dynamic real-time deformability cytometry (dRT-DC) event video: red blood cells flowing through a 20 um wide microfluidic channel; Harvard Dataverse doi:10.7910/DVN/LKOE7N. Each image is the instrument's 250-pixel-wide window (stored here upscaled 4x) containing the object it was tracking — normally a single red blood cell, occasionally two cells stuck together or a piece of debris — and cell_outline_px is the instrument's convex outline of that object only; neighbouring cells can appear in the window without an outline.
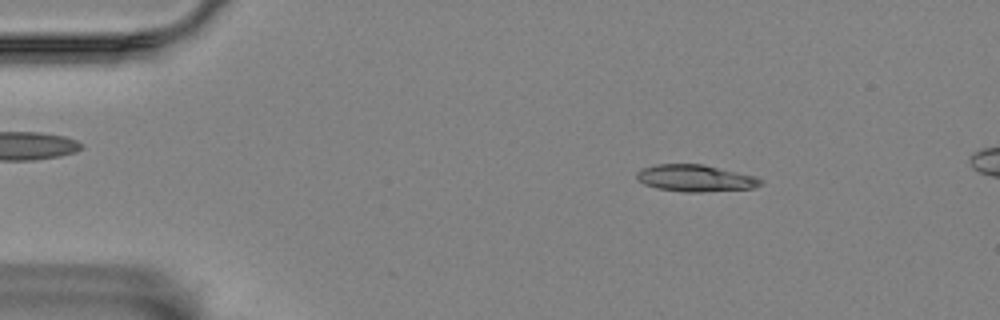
{"species": "Egyptian fruit bat (a non-hibernating species)", "species_latin": "Rousettus aegyptiacus", "temperature_condition": "room temperature", "stored_images_in_passage": 41, "camera_frame_rate_fps": 3000, "um_per_image_px": 0.085, "animal": {"sex": "female"}, "frame": {"image": 1, "passage_image": 5, "time_ms": 1.333, "image_size_px": [1000, 320], "cell_outline_px": [[760, 184], [752, 188], [700, 192], [684, 192], [656, 188], [644, 184], [636, 180], [636, 172], [640, 168], [656, 164], [704, 164], [752, 176], [760, 180]], "centroid_in_image_um": [58.98, 15.14], "position_along_channel_um": 26.0, "area_um2": 19.19}}
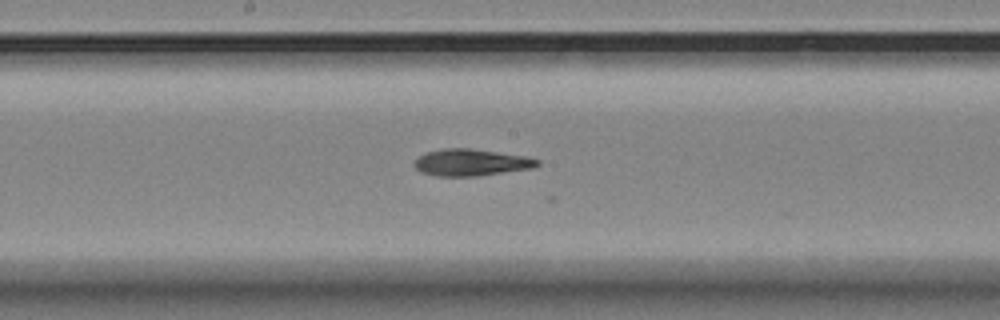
{"frame": {"image": 2, "passage_image": 26, "time_ms": 8.333, "image_size_px": [1000, 320], "cell_outline_px": [[540, 164], [532, 168], [476, 176], [436, 176], [420, 172], [412, 164], [424, 152], [440, 148], [468, 148], [528, 156], [540, 160]], "centroid_in_image_um": [40.02, 13.8], "position_along_channel_um": 208.2, "area_um2": 19.31}}
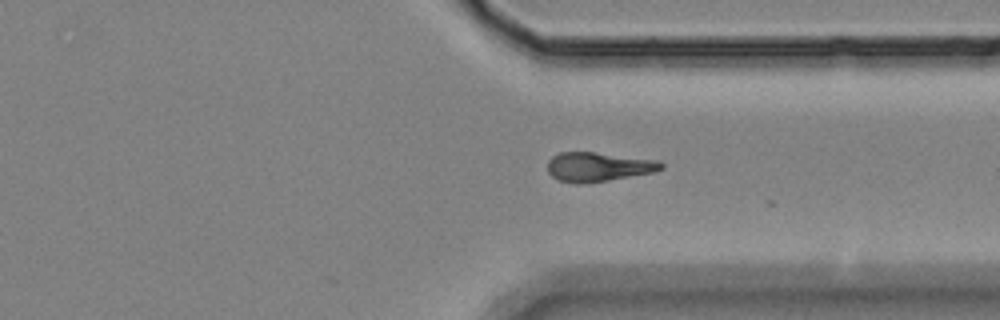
{"frame": {"image": 3, "passage_image": 39, "time_ms": 12.667, "image_size_px": [1000, 320], "cell_outline_px": [[664, 168], [652, 172], [608, 180], [580, 184], [576, 184], [556, 180], [548, 172], [548, 160], [552, 156], [560, 152], [592, 152], [656, 160], [664, 164]], "centroid_in_image_um": [50.79, 14.19], "position_along_channel_um": 360.6, "area_um2": 19.19}}